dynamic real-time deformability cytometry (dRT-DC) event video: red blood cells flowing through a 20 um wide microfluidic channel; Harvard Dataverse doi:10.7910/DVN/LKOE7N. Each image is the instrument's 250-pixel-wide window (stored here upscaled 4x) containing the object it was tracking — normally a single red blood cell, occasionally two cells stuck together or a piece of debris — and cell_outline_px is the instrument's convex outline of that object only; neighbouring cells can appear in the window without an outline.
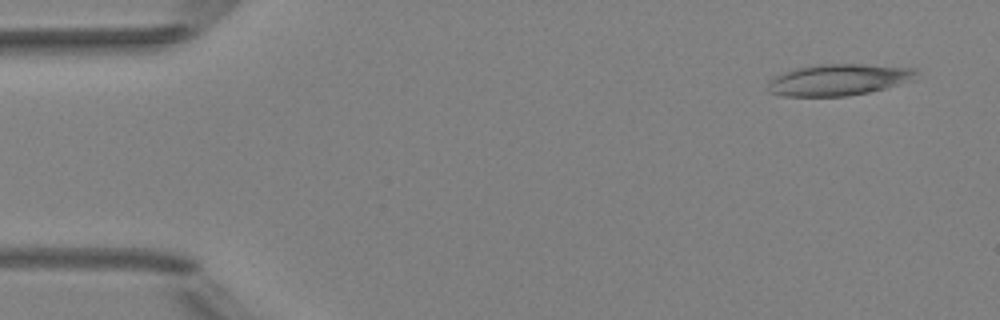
{"species": "Egyptian fruit bat (a non-hibernating species)", "species_latin": "Rousettus aegyptiacus", "temperature_condition": "room temperature", "stored_images_in_passage": 4, "camera_frame_rate_fps": 3000, "um_per_image_px": 0.085, "animal": {"sex": "female"}, "frame": {"image": 1, "passage_image": 1, "time_ms": 0.0, "image_size_px": [1000, 320], "cell_outline_px": [[916, 80], [868, 92], [848, 96], [784, 96], [768, 92], [768, 84], [776, 76], [784, 72], [800, 68], [820, 64], [864, 64], [916, 68]], "centroid_in_image_um": [71.33, 6.78], "position_along_channel_um": 13.7, "area_um2": 26.99}}
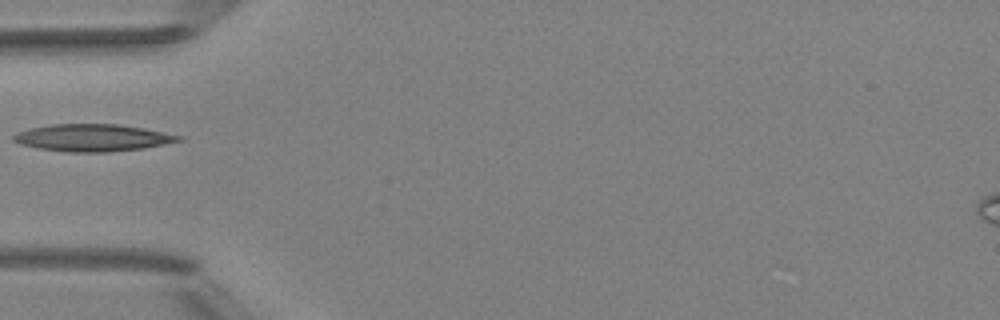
{"frame": {"image": 2, "passage_image": 4, "time_ms": 4.333, "image_size_px": [1000, 320], "cell_outline_px": [[184, 140], [144, 148], [108, 152], [68, 152], [36, 148], [20, 144], [12, 140], [12, 136], [28, 128], [52, 124], [120, 124], [144, 128], [184, 136]], "centroid_in_image_um": [7.89, 11.71], "position_along_channel_um": 77.1, "area_um2": 26.3}}